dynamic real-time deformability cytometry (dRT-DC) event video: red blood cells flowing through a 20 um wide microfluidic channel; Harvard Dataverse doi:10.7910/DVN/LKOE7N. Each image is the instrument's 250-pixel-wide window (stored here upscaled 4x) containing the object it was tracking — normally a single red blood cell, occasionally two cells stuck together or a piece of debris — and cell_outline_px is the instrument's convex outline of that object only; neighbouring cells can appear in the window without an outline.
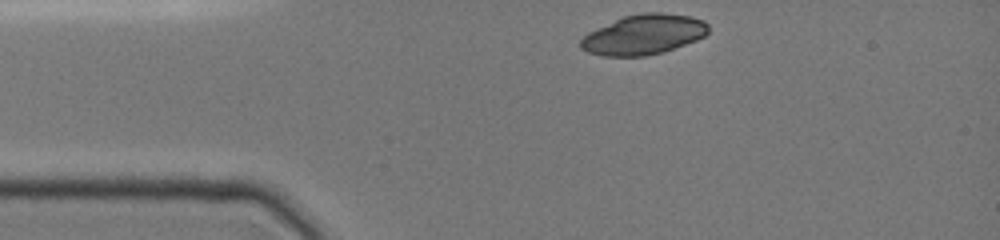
{"species": "common noctule bat (a hibernating species)", "species_latin": "Nyctalus noctula", "temperature_condition": "cold", "stored_images_in_passage": 33, "camera_frame_rate_fps": 3000, "um_per_image_px": 0.085, "animal": {"sex": "female", "body_mass_g": 19.0, "forearm_length_mm": 51.5}, "frame": {"image": 1, "passage_image": 1, "time_ms": 0.0, "image_size_px": [1000, 240], "cell_outline_px": [[708, 32], [704, 36], [696, 40], [664, 52], [644, 56], [600, 56], [588, 52], [580, 48], [580, 40], [588, 32], [596, 28], [624, 16], [644, 12], [660, 12], [688, 16], [704, 20], [708, 24]], "centroid_in_image_um": [54.7, 2.94], "position_along_channel_um": 30.3, "area_um2": 29.77}}
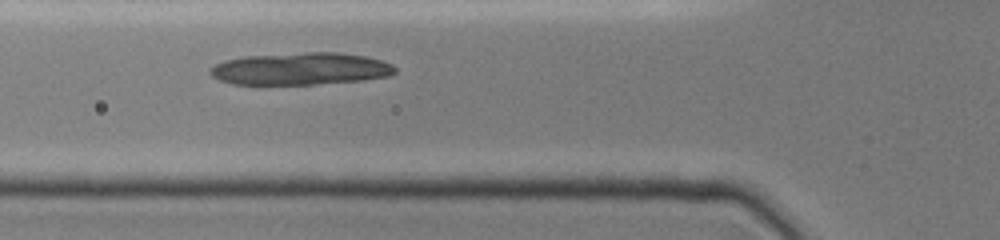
{"frame": {"image": 2, "passage_image": 10, "time_ms": 2.667, "image_size_px": [1000, 240], "cell_outline_px": [[396, 72], [388, 76], [364, 80], [312, 84], [232, 84], [220, 80], [212, 76], [208, 72], [208, 68], [224, 60], [244, 56], [308, 52], [336, 52], [368, 56], [384, 60], [392, 64], [396, 68]], "centroid_in_image_um": [25.56, 5.84], "position_along_channel_um": 100.2, "area_um2": 34.97}}
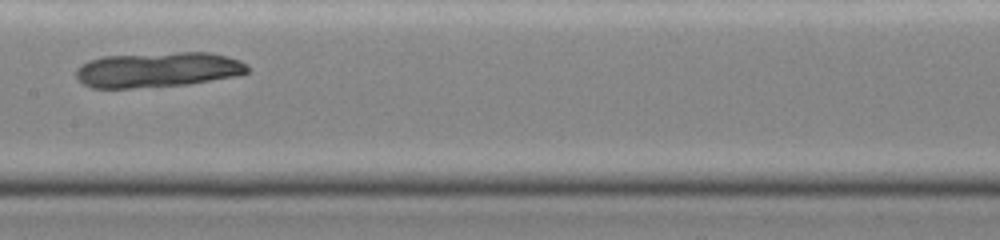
{"frame": {"image": 3, "passage_image": 17, "time_ms": 5.0, "image_size_px": [1000, 240], "cell_outline_px": [[252, 68], [248, 72], [236, 76], [188, 84], [132, 88], [92, 88], [84, 84], [76, 76], [76, 68], [80, 64], [88, 60], [104, 56], [176, 52], [208, 52], [228, 56], [240, 60], [248, 64]], "centroid_in_image_um": [13.44, 5.92], "position_along_channel_um": 194.0, "area_um2": 35.37}}